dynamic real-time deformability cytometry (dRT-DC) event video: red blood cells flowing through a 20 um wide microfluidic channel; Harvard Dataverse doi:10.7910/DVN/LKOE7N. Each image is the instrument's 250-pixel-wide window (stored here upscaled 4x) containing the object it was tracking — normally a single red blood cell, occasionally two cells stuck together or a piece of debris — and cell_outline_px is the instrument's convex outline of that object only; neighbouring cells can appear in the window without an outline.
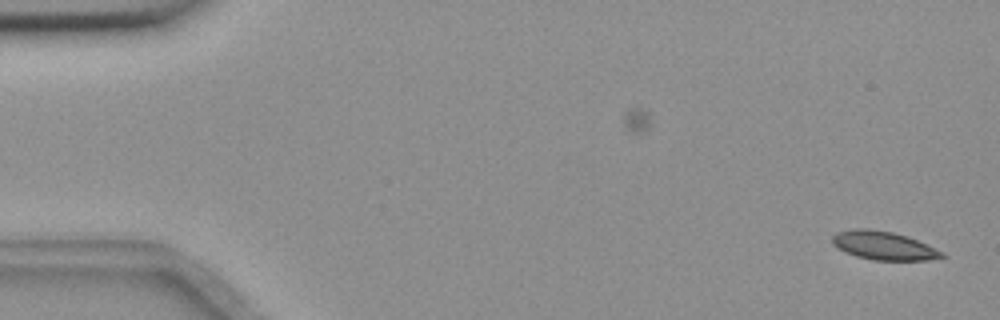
{"species": "common noctule bat (a hibernating species)", "species_latin": "Nyctalus noctula", "temperature_condition": "room temperature", "stored_images_in_passage": 3, "camera_frame_rate_fps": 3000, "um_per_image_px": 0.085, "animal": {"sex": "female", "body_mass_g": 18.4}, "frame": {"image": 1, "passage_image": 3, "time_ms": 0.667, "image_size_px": [1000, 320], "cell_outline_px": [[948, 256], [928, 260], [872, 260], [856, 256], [844, 252], [832, 244], [832, 236], [836, 232], [856, 228], [868, 228], [892, 232], [908, 236], [944, 252]], "centroid_in_image_um": [75.1, 20.87], "position_along_channel_um": 9.9, "area_um2": 18.32}}